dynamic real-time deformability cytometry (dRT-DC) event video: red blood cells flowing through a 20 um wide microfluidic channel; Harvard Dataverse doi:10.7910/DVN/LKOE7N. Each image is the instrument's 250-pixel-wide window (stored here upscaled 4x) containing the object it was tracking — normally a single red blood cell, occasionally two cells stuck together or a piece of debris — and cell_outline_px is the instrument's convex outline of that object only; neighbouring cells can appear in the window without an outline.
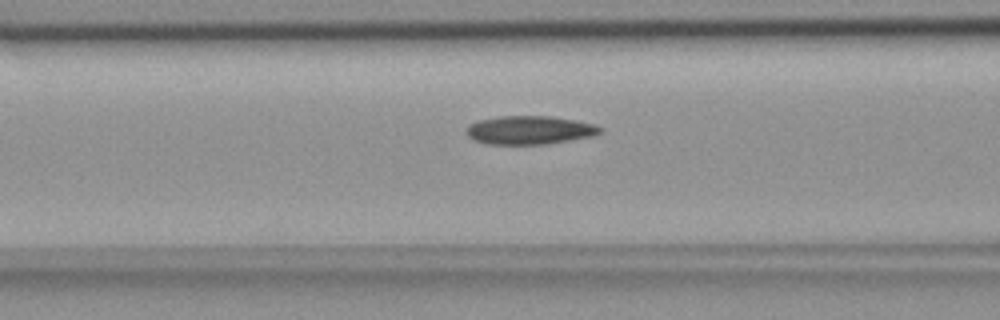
{"species": "common noctule bat (a hibernating species)", "species_latin": "Nyctalus noctula", "temperature_condition": "room temperature", "stored_images_in_passage": 52, "camera_frame_rate_fps": 3000, "um_per_image_px": 0.085, "animal": {"sex": "female", "body_mass_g": 18.4}, "frame": {"image": 1, "passage_image": 19, "time_ms": 6.0, "image_size_px": [1000, 320], "cell_outline_px": [[604, 128], [600, 132], [592, 136], [548, 144], [488, 144], [472, 140], [468, 136], [468, 124], [480, 120], [500, 116], [552, 116], [576, 120], [596, 124]], "centroid_in_image_um": [45.05, 11.05], "position_along_channel_um": 121.6, "area_um2": 22.25}}
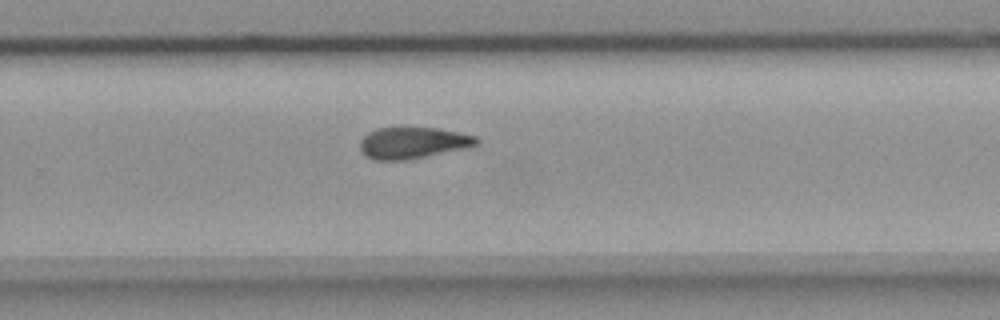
{"frame": {"image": 2, "passage_image": 33, "time_ms": 10.667, "image_size_px": [1000, 320], "cell_outline_px": [[480, 144], [464, 148], [408, 160], [376, 160], [364, 156], [360, 148], [360, 140], [368, 132], [376, 128], [400, 124], [436, 128], [460, 132], [476, 136], [480, 140]], "centroid_in_image_um": [35.06, 12.09], "position_along_channel_um": 294.7, "area_um2": 22.25}}
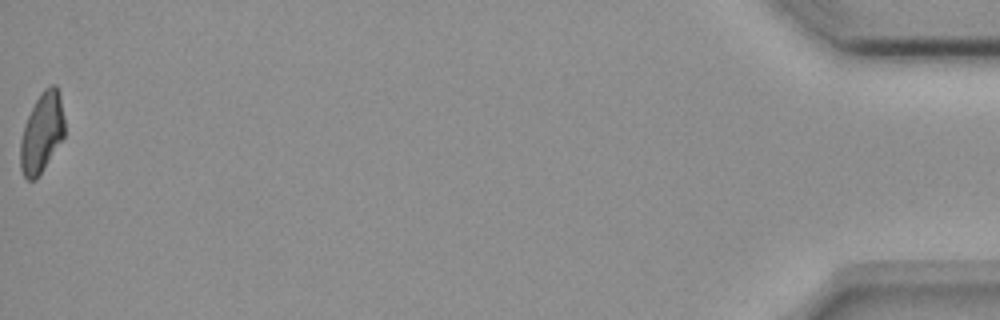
{"frame": {"image": 3, "passage_image": 52, "time_ms": 17.0, "image_size_px": [1000, 320], "cell_outline_px": [[64, 136], [44, 168], [36, 180], [28, 180], [24, 176], [20, 168], [20, 140], [24, 124], [36, 100], [44, 88], [52, 84], [56, 84], [60, 92], [64, 120]], "centroid_in_image_um": [3.55, 11.27], "position_along_channel_um": 431.7, "area_um2": 20.58}, "authors_computed_cell_mechanics": {"area_um2": 21.8195, "velocity_mm_per_s": 3.7233, "shape_relaxation_time_tau1_ms": null, "shape_relaxation_time_tau2_ms": 6.5379, "deformation_change_tau1": null, "deformation_change_tau2": 0.1223}}